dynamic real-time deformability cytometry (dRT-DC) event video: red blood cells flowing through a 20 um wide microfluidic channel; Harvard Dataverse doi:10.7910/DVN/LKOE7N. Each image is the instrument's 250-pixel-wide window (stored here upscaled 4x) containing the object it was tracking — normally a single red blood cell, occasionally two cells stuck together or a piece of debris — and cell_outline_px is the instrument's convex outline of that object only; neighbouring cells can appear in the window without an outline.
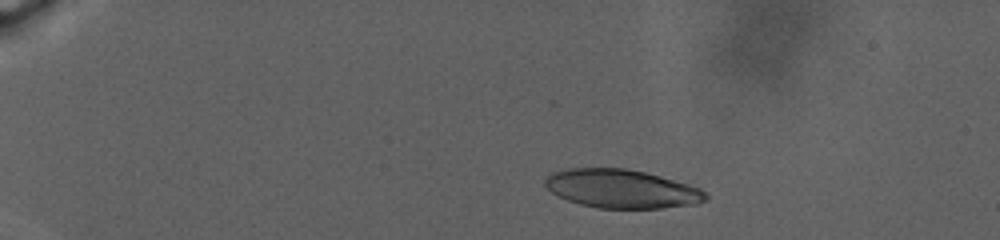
{"species": "human", "species_latin": "Homo sapiens", "temperature_condition": "warm", "stored_images_in_passage": 73, "camera_frame_rate_fps": 3000, "um_per_image_px": 0.085, "donor": {"sex": "male"}, "frame": {"image": 1, "passage_image": 29, "time_ms": 5.0, "image_size_px": [1000, 240], "cell_outline_px": [[708, 196], [704, 200], [696, 204], [660, 208], [596, 208], [580, 204], [556, 196], [544, 184], [544, 180], [552, 172], [568, 168], [624, 168], [644, 172], [660, 176], [688, 184], [700, 188]], "centroid_in_image_um": [52.8, 16.05], "position_along_channel_um": 32.2, "area_um2": 36.01}}
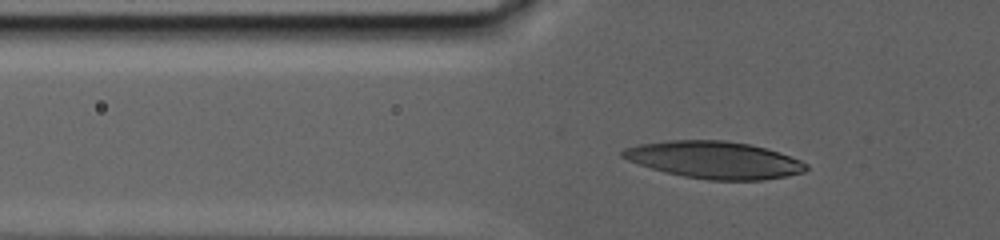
{"frame": {"image": 2, "passage_image": 60, "time_ms": 10.333, "image_size_px": [1000, 240], "cell_outline_px": [[808, 168], [804, 172], [764, 180], [708, 180], [684, 176], [664, 172], [628, 160], [620, 156], [620, 152], [624, 148], [640, 144], [668, 140], [724, 140], [748, 144], [768, 148], [780, 152], [800, 160], [808, 164]], "centroid_in_image_um": [60.73, 13.59], "position_along_channel_um": 65.1, "area_um2": 39.71}}
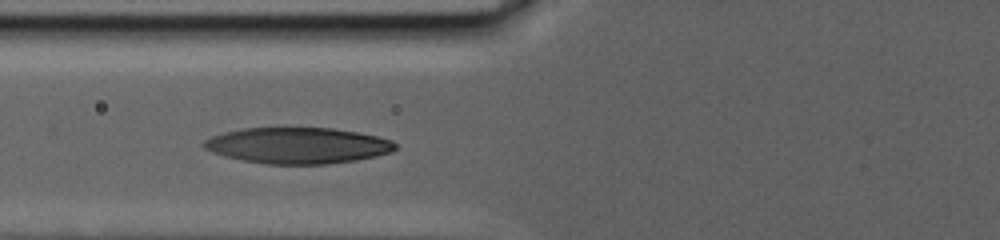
{"frame": {"image": 3, "passage_image": 72, "time_ms": 12.333, "image_size_px": [1000, 240], "cell_outline_px": [[396, 148], [392, 152], [376, 156], [356, 160], [328, 164], [264, 164], [240, 160], [224, 156], [212, 152], [204, 148], [200, 144], [204, 140], [212, 136], [224, 132], [244, 128], [332, 128], [356, 132], [376, 136], [392, 140], [396, 144]], "centroid_in_image_um": [25.28, 12.37], "position_along_channel_um": 100.5, "area_um2": 40.34}}